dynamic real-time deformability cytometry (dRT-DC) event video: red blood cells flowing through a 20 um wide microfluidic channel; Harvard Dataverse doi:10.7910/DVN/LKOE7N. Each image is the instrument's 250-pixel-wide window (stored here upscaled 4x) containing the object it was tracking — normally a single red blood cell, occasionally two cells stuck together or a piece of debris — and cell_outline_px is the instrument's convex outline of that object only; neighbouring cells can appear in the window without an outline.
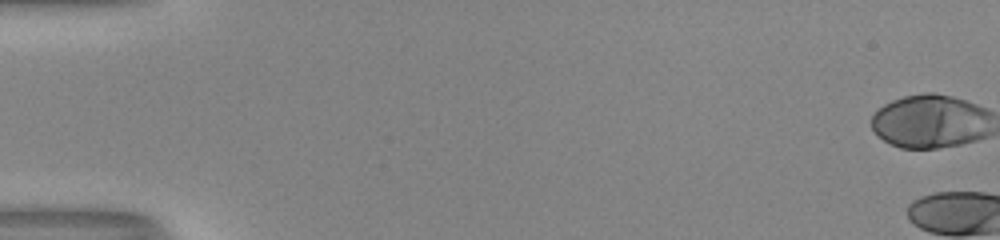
{"species": "human", "species_latin": "Homo sapiens", "temperature_condition": "room temperature", "stored_images_in_passage": 6, "camera_frame_rate_fps": 3000, "um_per_image_px": 0.085, "donor": {"sex": "male"}, "frame": {"image": 1, "passage_image": 1, "time_ms": 0.0, "image_size_px": [1000, 240], "cell_outline_px": [[964, 140], [948, 144], [928, 148], [908, 148], [896, 144], [880, 136], [876, 132], [872, 124], [872, 120], [888, 104], [912, 96], [944, 96], [956, 100]], "centroid_in_image_um": [78.22, 10.38], "position_along_channel_um": 6.8, "area_um2": 27.4}}